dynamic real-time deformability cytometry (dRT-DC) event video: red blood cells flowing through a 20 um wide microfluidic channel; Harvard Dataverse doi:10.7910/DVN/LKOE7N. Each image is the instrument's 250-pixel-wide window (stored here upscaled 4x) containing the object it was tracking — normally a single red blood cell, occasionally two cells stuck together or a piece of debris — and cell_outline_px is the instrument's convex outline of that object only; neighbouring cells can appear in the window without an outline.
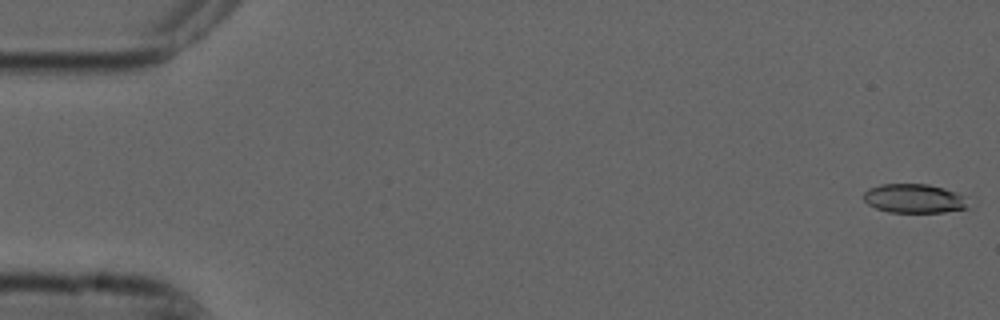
{"species": "common noctule bat (a hibernating species)", "species_latin": "Nyctalus noctula", "temperature_condition": "cold", "stored_images_in_passage": 54, "camera_frame_rate_fps": 3000, "um_per_image_px": 0.085, "animal": {"sex": "male", "forearm_length_mm": 52.5}, "frame": {"image": 1, "passage_image": 1, "time_ms": 0.0, "image_size_px": [1000, 320], "cell_outline_px": [[968, 208], [944, 212], [888, 212], [876, 208], [868, 204], [864, 200], [864, 192], [868, 188], [880, 184], [928, 184], [944, 188], [968, 196]], "centroid_in_image_um": [77.74, 16.87], "position_along_channel_um": 7.3, "area_um2": 17.92}}
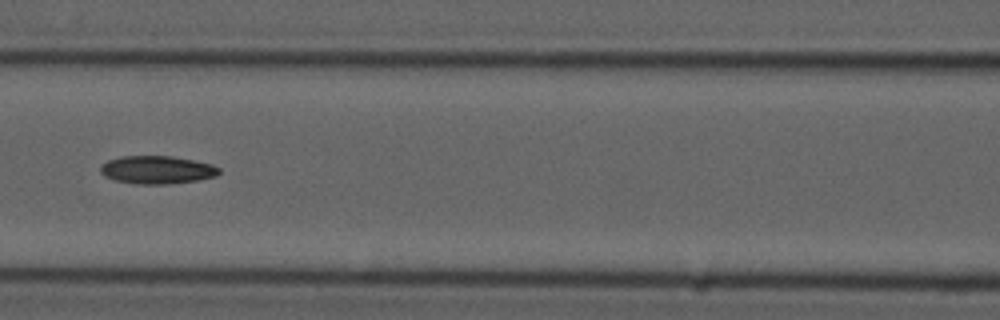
{"frame": {"image": 2, "passage_image": 24, "time_ms": 7.667, "image_size_px": [1000, 320], "cell_outline_px": [[220, 172], [216, 176], [200, 180], [168, 184], [136, 184], [116, 180], [104, 176], [100, 172], [100, 168], [108, 160], [120, 156], [172, 156], [212, 164], [220, 168]], "centroid_in_image_um": [13.37, 14.44], "position_along_channel_um": 153.2, "area_um2": 19.36}}
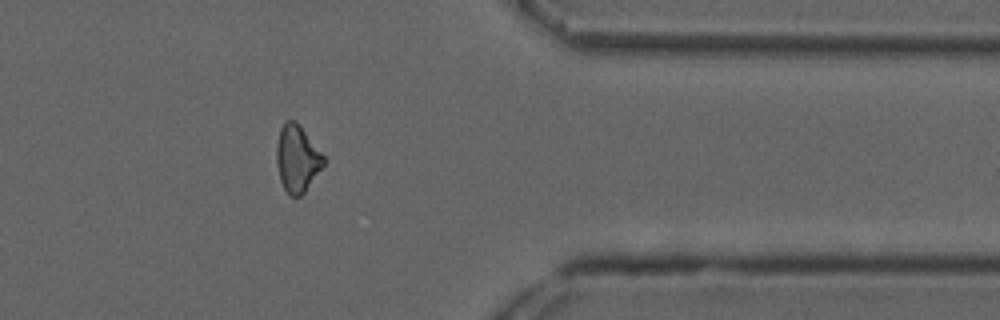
{"frame": {"image": 3, "passage_image": 44, "time_ms": 14.333, "image_size_px": [1000, 320], "cell_outline_px": [[324, 164], [304, 192], [300, 196], [288, 196], [280, 180], [276, 164], [276, 144], [280, 128], [288, 120], [296, 120], [324, 156]], "centroid_in_image_um": [25.22, 13.48], "position_along_channel_um": 386.2, "area_um2": 18.21}, "authors_computed_cell_mechanics": {"area_um2": 18.6116, "velocity_mm_per_s": 3.7484, "shape_relaxation_time_tau1_ms": null, "shape_relaxation_time_tau2_ms": 7.3876, "deformation_change_tau1": null, "deformation_change_tau2": 0.1729}}